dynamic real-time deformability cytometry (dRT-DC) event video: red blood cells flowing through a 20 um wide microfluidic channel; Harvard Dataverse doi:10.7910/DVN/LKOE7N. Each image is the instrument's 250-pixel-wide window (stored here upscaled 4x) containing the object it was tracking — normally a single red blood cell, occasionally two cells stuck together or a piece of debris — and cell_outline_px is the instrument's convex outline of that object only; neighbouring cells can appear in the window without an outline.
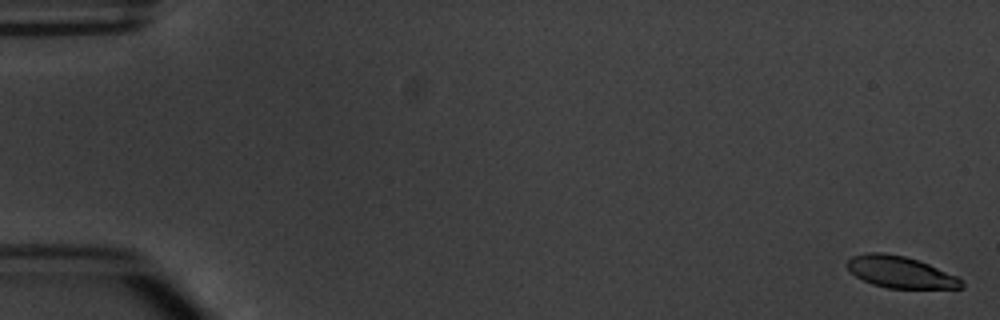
{"species": "common noctule bat (a hibernating species)", "species_latin": "Nyctalus noctula", "temperature_condition": "warm", "stored_images_in_passage": 7, "camera_frame_rate_fps": 3000, "um_per_image_px": 0.085, "animal": {"sex": "male", "body_mass_g": 20.1, "forearm_length_mm": 53.5}, "frame": {"image": 1, "passage_image": 1, "time_ms": 0.0, "image_size_px": [1000, 320], "cell_outline_px": [[964, 288], [888, 288], [872, 284], [856, 276], [844, 264], [852, 256], [868, 252], [884, 252], [904, 256], [928, 264], [956, 276], [964, 280]], "centroid_in_image_um": [76.52, 23.12], "position_along_channel_um": 8.5, "area_um2": 20.98}}
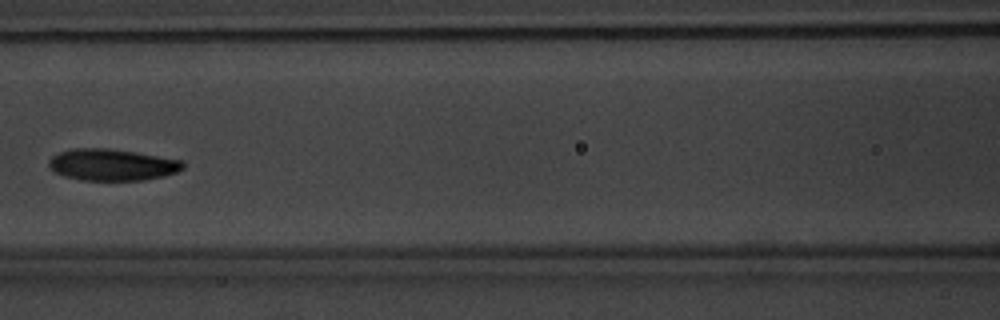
{"frame": {"image": 2, "passage_image": 7, "time_ms": 8.0, "image_size_px": [1000, 320], "cell_outline_px": [[184, 168], [176, 172], [164, 176], [144, 180], [80, 180], [64, 176], [48, 168], [48, 160], [52, 156], [60, 152], [72, 148], [104, 148], [136, 152], [184, 160]], "centroid_in_image_um": [9.52, 14.0], "position_along_channel_um": 157.1, "area_um2": 24.85}}